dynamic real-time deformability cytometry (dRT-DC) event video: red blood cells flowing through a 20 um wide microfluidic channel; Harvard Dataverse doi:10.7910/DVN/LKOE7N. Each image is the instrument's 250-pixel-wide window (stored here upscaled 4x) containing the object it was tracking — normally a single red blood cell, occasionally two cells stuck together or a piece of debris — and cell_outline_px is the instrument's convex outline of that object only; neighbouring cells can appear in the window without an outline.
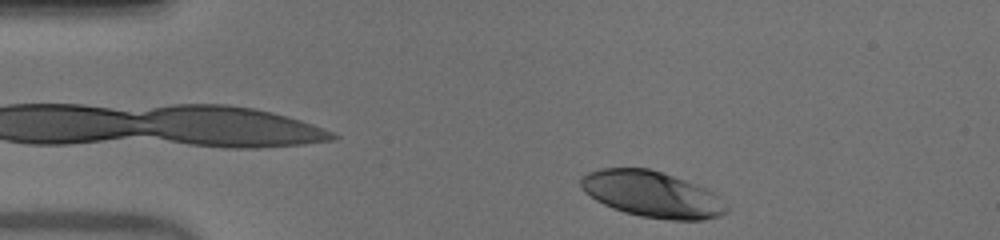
{"species": "human", "species_latin": "Homo sapiens", "temperature_condition": "warm", "stored_images_in_passage": 38, "camera_frame_rate_fps": 3000, "um_per_image_px": 0.085, "donor": {"sex": "male"}, "frame": {"image": 1, "passage_image": 1, "time_ms": 0.0, "image_size_px": [1000, 240], "cell_outline_px": [[728, 212], [720, 216], [704, 220], [672, 220], [640, 216], [624, 212], [612, 208], [596, 200], [584, 192], [580, 188], [580, 176], [588, 172], [600, 168], [648, 168], [684, 180], [704, 188], [712, 192], [728, 208]], "centroid_in_image_um": [55.37, 16.52], "position_along_channel_um": 29.6, "area_um2": 38.84}}
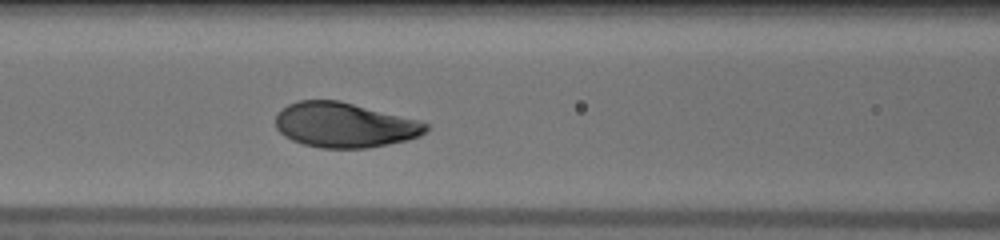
{"frame": {"image": 2, "passage_image": 14, "time_ms": 4.333, "image_size_px": [1000, 240], "cell_outline_px": [[428, 128], [420, 136], [408, 140], [368, 148], [320, 148], [304, 144], [292, 140], [284, 136], [276, 128], [276, 116], [288, 104], [300, 100], [340, 100], [416, 120], [428, 124]], "centroid_in_image_um": [29.26, 10.63], "position_along_channel_um": 137.3, "area_um2": 39.07}}
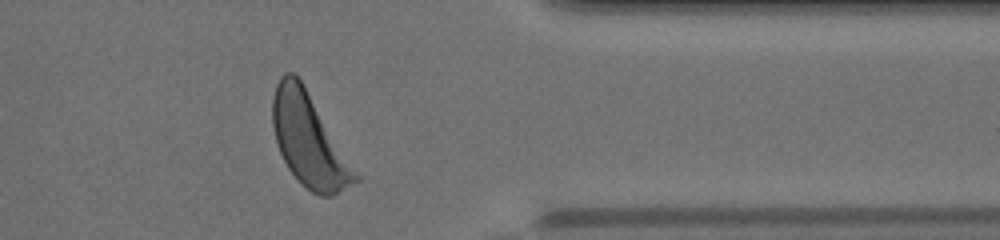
{"frame": {"image": 3, "passage_image": 34, "time_ms": 11.0, "image_size_px": [1000, 240], "cell_outline_px": [[360, 180], [332, 196], [320, 196], [312, 192], [288, 168], [280, 152], [276, 140], [272, 124], [272, 100], [276, 84], [280, 76], [284, 72], [292, 72], [300, 80], [360, 176]], "centroid_in_image_um": [26.25, 11.93], "position_along_channel_um": 385.1, "area_um2": 43.58}, "authors_computed_cell_mechanics": {"area_um2": 39.7086, "velocity_mm_per_s": 3.9161, "shape_relaxation_time_tau1_ms": 1.7616, "shape_relaxation_time_tau2_ms": null, "deformation_change_tau1": 0.1444, "deformation_change_tau2": null}}